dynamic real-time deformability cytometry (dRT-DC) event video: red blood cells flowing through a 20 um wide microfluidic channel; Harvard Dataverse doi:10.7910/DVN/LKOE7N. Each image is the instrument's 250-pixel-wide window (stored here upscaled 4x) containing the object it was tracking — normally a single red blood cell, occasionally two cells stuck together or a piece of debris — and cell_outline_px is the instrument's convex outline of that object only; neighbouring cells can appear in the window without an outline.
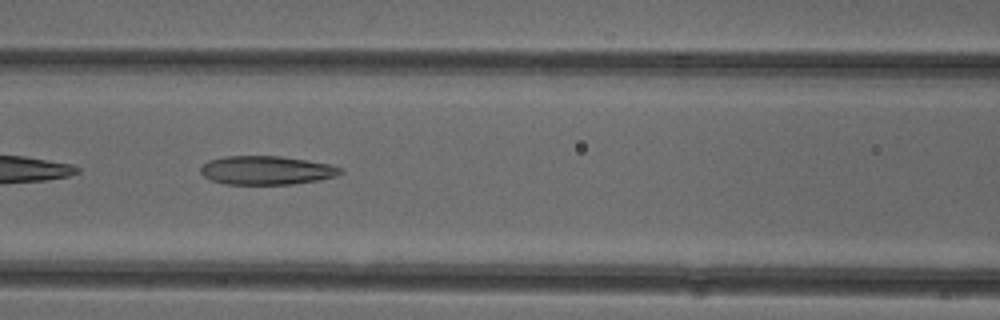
{"species": "common noctule bat (a hibernating species)", "species_latin": "Nyctalus noctula", "temperature_condition": "cold", "stored_images_in_passage": 34, "camera_frame_rate_fps": 3000, "um_per_image_px": 0.085, "animal": {"sex": "female"}, "frame": {"image": 1, "passage_image": 6, "time_ms": 1.667, "image_size_px": [1000, 320], "cell_outline_px": [[344, 172], [336, 176], [320, 180], [292, 184], [224, 184], [212, 180], [204, 176], [200, 172], [200, 168], [208, 160], [224, 156], [280, 156], [328, 164], [344, 168]], "centroid_in_image_um": [22.66, 14.48], "position_along_channel_um": 143.9, "area_um2": 23.41}}